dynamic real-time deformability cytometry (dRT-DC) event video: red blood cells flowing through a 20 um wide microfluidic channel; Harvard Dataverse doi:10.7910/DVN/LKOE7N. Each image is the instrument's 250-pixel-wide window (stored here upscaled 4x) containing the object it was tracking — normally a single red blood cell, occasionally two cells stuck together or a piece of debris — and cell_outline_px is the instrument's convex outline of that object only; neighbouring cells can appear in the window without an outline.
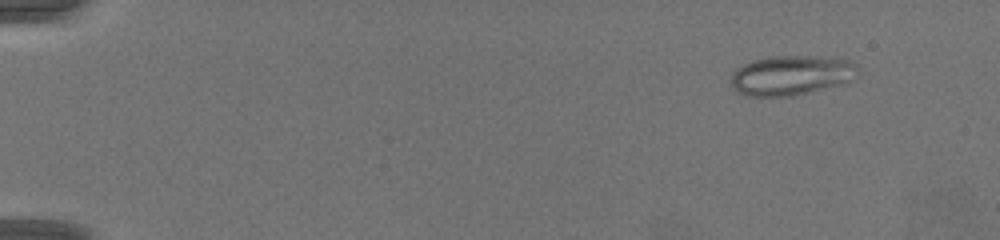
{"species": "common noctule bat (a hibernating species)", "species_latin": "Nyctalus noctula", "temperature_condition": "warm", "stored_images_in_passage": 60, "camera_frame_rate_fps": 3000, "um_per_image_px": 0.085, "animal": {"sex": "female", "body_mass_g": 19.5, "forearm_length_mm": 54.1}, "frame": {"image": 1, "passage_image": 1, "time_ms": 0.0, "image_size_px": [1000, 240], "cell_outline_px": [[856, 64], [848, 80], [840, 84], [792, 96], [748, 96], [740, 92], [732, 84], [732, 76], [744, 64], [752, 60], [772, 56], [812, 56], [848, 60]], "centroid_in_image_um": [67.2, 6.4], "position_along_channel_um": 17.8, "area_um2": 28.26}}
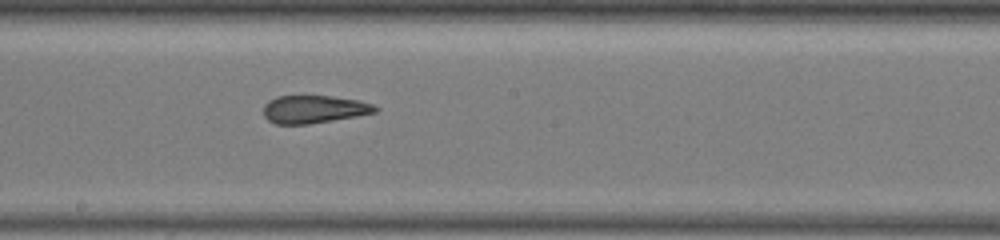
{"frame": {"image": 2, "passage_image": 33, "time_ms": 10.667, "image_size_px": [1000, 240], "cell_outline_px": [[380, 108], [376, 112], [356, 116], [308, 124], [276, 124], [268, 120], [264, 116], [264, 104], [268, 100], [276, 96], [332, 96], [356, 100], [372, 104]], "centroid_in_image_um": [26.66, 9.28], "position_along_channel_um": 221.5, "area_um2": 18.03}}
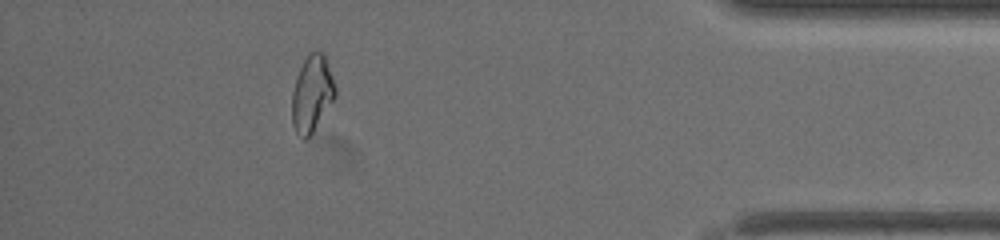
{"frame": {"image": 3, "passage_image": 54, "time_ms": 17.667, "image_size_px": [1000, 240], "cell_outline_px": [[336, 96], [312, 132], [304, 140], [296, 132], [292, 124], [292, 92], [300, 68], [308, 52], [324, 52], [336, 88]], "centroid_in_image_um": [26.52, 7.95], "position_along_channel_um": 408.7, "area_um2": 19.02}, "authors_computed_cell_mechanics": {"area_um2": 19.5942, "velocity_mm_per_s": 3.2427, "shape_relaxation_time_tau1_ms": null, "shape_relaxation_time_tau2_ms": 1.7905, "deformation_change_tau1": null, "deformation_change_tau2": 0.1073}}